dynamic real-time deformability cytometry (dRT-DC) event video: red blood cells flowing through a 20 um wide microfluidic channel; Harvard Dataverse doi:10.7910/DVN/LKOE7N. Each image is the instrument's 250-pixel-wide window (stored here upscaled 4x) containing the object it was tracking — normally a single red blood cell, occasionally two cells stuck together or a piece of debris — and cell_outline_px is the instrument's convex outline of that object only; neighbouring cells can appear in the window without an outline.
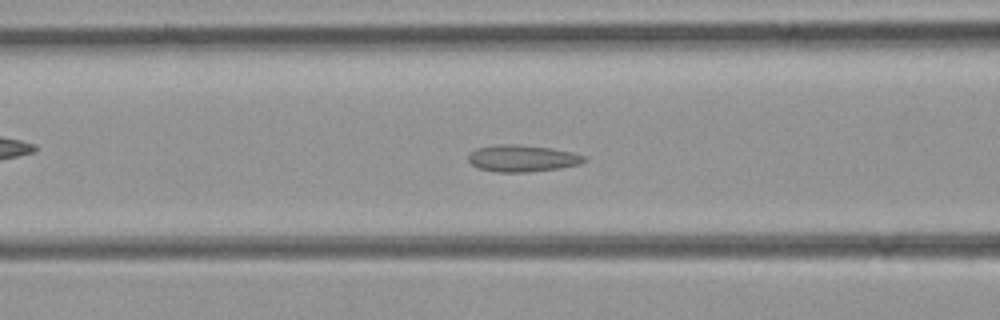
{"species": "common noctule bat (a hibernating species)", "species_latin": "Nyctalus noctula", "temperature_condition": "room temperature", "stored_images_in_passage": 51, "camera_frame_rate_fps": 3000, "um_per_image_px": 0.085, "animal": {"sex": "female", "body_mass_g": 21.9}, "frame": {"image": 1, "passage_image": 20, "time_ms": 6.333, "image_size_px": [1000, 320], "cell_outline_px": [[588, 160], [580, 164], [560, 168], [528, 172], [496, 172], [476, 168], [468, 160], [468, 156], [476, 148], [496, 144], [516, 144], [552, 148], [572, 152], [584, 156]], "centroid_in_image_um": [44.39, 13.46], "position_along_channel_um": 122.2, "area_um2": 18.21}}
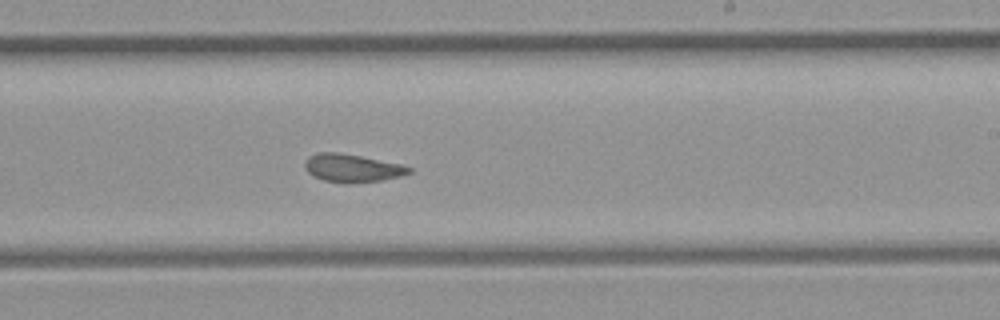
{"frame": {"image": 2, "passage_image": 30, "time_ms": 9.667, "image_size_px": [1000, 320], "cell_outline_px": [[412, 172], [400, 176], [384, 180], [348, 184], [344, 184], [324, 180], [312, 176], [304, 168], [304, 160], [308, 156], [320, 152], [340, 152], [400, 164], [412, 168]], "centroid_in_image_um": [29.9, 14.3], "position_along_channel_um": 259.1, "area_um2": 17.22}}
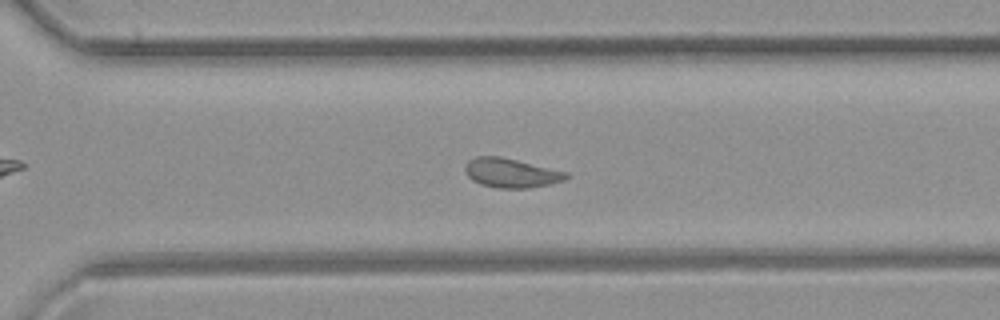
{"frame": {"image": 3, "passage_image": 35, "time_ms": 11.333, "image_size_px": [1000, 320], "cell_outline_px": [[572, 176], [564, 180], [552, 184], [528, 188], [496, 188], [480, 184], [472, 180], [464, 172], [464, 168], [468, 160], [476, 156], [500, 156], [568, 172]], "centroid_in_image_um": [43.45, 14.7], "position_along_channel_um": 327.1, "area_um2": 17.46}}